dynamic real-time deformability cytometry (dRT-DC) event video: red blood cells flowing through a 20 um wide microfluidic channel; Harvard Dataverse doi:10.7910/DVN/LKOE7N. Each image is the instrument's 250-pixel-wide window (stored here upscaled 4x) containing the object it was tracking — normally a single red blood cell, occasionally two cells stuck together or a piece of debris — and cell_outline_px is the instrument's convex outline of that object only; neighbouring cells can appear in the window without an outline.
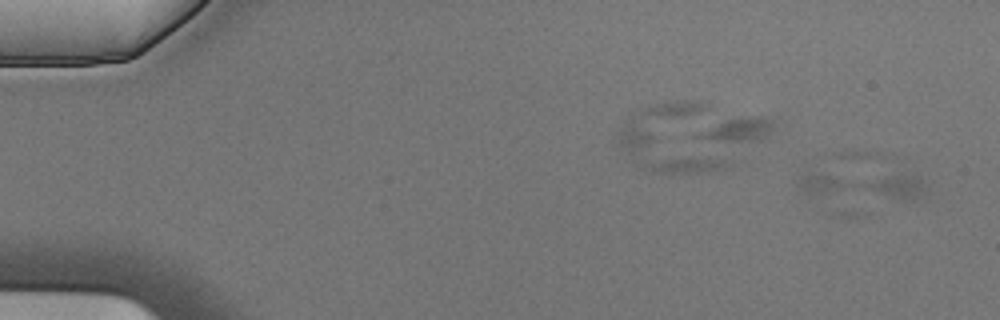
{"species": "Egyptian fruit bat (a non-hibernating species)", "species_latin": "Rousettus aegyptiacus", "temperature_condition": "cold", "stored_images_in_passage": 7, "camera_frame_rate_fps": 3000, "um_per_image_px": 0.085, "animal": {"sex": "male"}, "frame": {"image": 1, "passage_image": 3, "time_ms": 0.667, "image_size_px": [1000, 320], "cell_outline_px": [[932, 180], [924, 196], [920, 200], [896, 200], [808, 196], [800, 188], [796, 180], [804, 164], [920, 176]], "centroid_in_image_um": [73.15, 15.63], "position_along_channel_um": 11.9, "area_um2": 25.72}}